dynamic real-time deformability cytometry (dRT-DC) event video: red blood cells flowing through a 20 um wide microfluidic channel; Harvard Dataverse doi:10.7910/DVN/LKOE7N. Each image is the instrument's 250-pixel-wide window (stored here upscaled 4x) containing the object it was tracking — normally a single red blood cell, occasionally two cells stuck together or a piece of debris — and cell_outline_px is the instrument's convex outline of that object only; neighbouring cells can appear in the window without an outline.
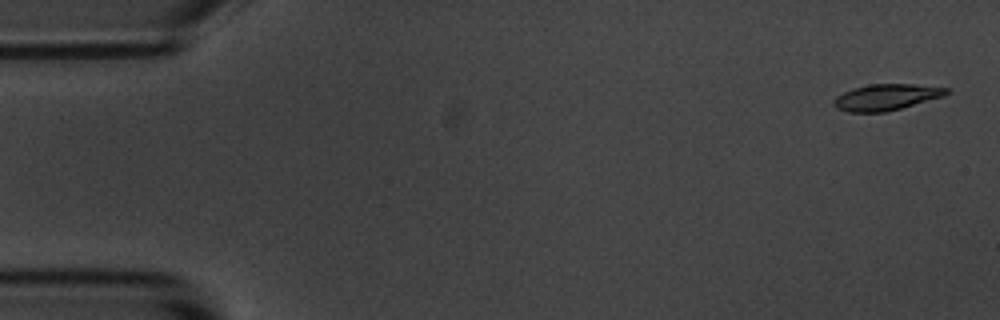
{"species": "common noctule bat (a hibernating species)", "species_latin": "Nyctalus noctula", "temperature_condition": "room temperature", "stored_images_in_passage": 34, "camera_frame_rate_fps": 3000, "um_per_image_px": 0.085, "animal": {"sex": "male", "body_mass_g": 20.1, "forearm_length_mm": 53.5}, "frame": {"image": 1, "passage_image": 2, "time_ms": 0.333, "image_size_px": [1000, 320], "cell_outline_px": [[952, 92], [944, 96], [900, 108], [884, 112], [848, 112], [836, 108], [832, 104], [836, 96], [852, 88], [868, 84], [912, 84], [948, 88]], "centroid_in_image_um": [75.32, 8.25], "position_along_channel_um": 9.7, "area_um2": 17.17}}
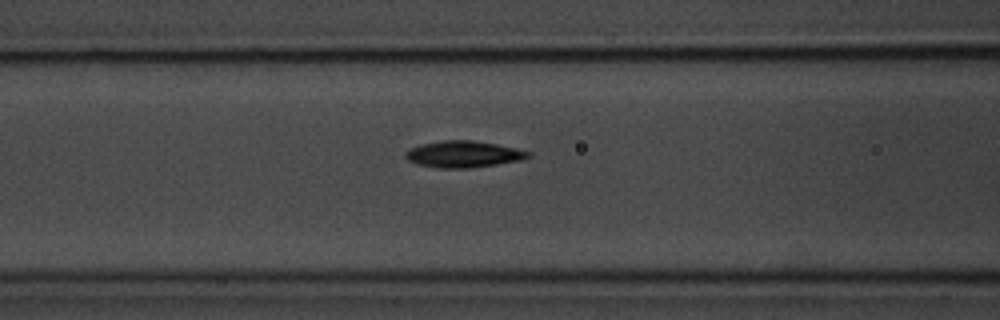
{"frame": {"image": 2, "passage_image": 22, "time_ms": 7.0, "image_size_px": [1000, 320], "cell_outline_px": [[532, 156], [520, 160], [472, 168], [436, 168], [416, 164], [408, 160], [404, 156], [404, 152], [408, 148], [420, 144], [444, 140], [472, 140], [496, 144], [516, 148], [532, 152]], "centroid_in_image_um": [39.36, 13.1], "position_along_channel_um": 127.2, "area_um2": 19.19}}
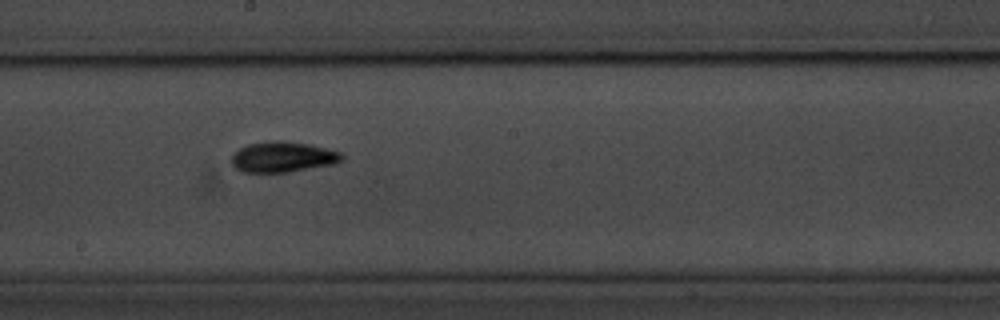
{"frame": {"image": 3, "passage_image": 30, "time_ms": 9.667, "image_size_px": [1000, 320], "cell_outline_px": [[344, 160], [336, 164], [288, 172], [240, 172], [232, 164], [232, 152], [248, 144], [272, 140], [284, 140], [308, 144], [340, 152], [344, 156]], "centroid_in_image_um": [24.04, 13.34], "position_along_channel_um": 224.2, "area_um2": 19.83}}